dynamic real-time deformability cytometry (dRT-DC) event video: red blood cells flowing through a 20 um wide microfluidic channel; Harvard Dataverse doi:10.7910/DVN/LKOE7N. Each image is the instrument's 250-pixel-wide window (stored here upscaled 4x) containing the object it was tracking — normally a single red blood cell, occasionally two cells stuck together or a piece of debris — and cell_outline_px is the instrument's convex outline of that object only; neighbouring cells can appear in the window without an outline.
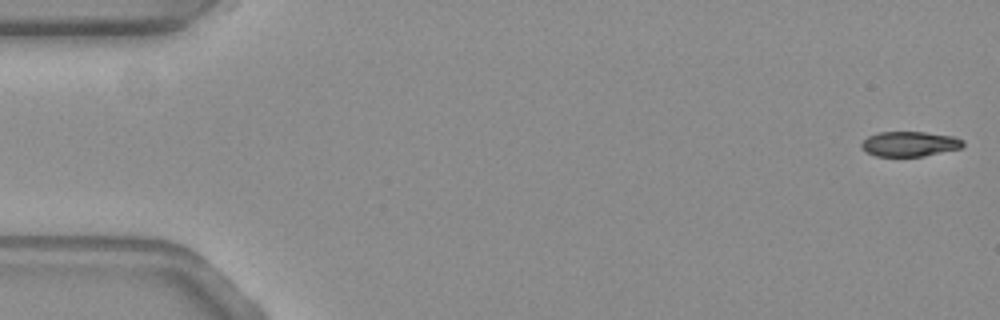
{"species": "common noctule bat (a hibernating species)", "species_latin": "Nyctalus noctula", "temperature_condition": "warm", "stored_images_in_passage": 21, "camera_frame_rate_fps": 3000, "um_per_image_px": 0.085, "animal": {"sex": "female", "body_mass_g": 19.3, "forearm_length_mm": 54.1}, "frame": {"image": 1, "passage_image": 1, "time_ms": 0.0, "image_size_px": [1000, 320], "cell_outline_px": [[964, 144], [960, 148], [924, 156], [876, 156], [860, 148], [860, 144], [868, 136], [880, 132], [924, 132], [952, 136], [964, 140]], "centroid_in_image_um": [77.3, 12.23], "position_along_channel_um": 7.7, "area_um2": 14.68}}
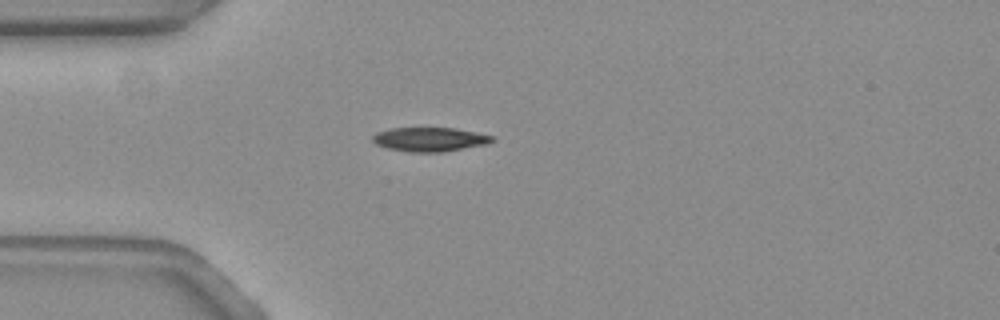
{"frame": {"image": 2, "passage_image": 15, "time_ms": 4.667, "image_size_px": [1000, 320], "cell_outline_px": [[496, 140], [488, 144], [440, 152], [408, 152], [388, 148], [376, 144], [372, 140], [372, 136], [376, 132], [388, 128], [456, 128], [476, 132], [492, 136]], "centroid_in_image_um": [36.52, 11.84], "position_along_channel_um": 48.5, "area_um2": 16.82}}
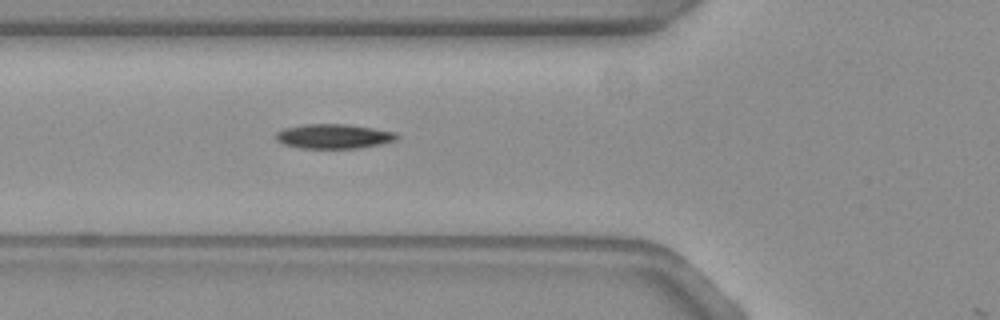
{"frame": {"image": 3, "passage_image": 20, "time_ms": 6.333, "image_size_px": [1000, 320], "cell_outline_px": [[400, 136], [396, 140], [380, 144], [360, 148], [300, 148], [284, 144], [276, 140], [276, 132], [284, 128], [304, 124], [348, 124], [396, 132]], "centroid_in_image_um": [28.37, 11.58], "position_along_channel_um": 97.4, "area_um2": 17.34}}